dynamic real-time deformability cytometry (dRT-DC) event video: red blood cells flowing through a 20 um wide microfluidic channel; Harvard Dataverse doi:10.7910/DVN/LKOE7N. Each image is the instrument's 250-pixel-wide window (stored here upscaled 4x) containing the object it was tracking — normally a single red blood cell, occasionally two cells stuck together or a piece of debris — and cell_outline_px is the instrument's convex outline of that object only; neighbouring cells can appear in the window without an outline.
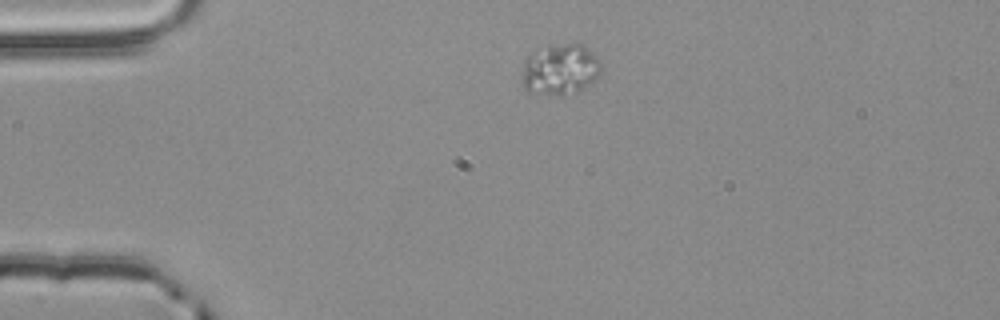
{"species": "common noctule bat (a hibernating species)", "species_latin": "Nyctalus noctula", "temperature_condition": "room temperature", "stored_images_in_passage": 1, "camera_frame_rate_fps": 3000, "um_per_image_px": 0.085, "animal": {"sex": "male", "body_mass_g": 20.4}, "frame": {"image": 1, "passage_image": 1, "time_ms": 0.0, "image_size_px": [1000, 320], "cell_outline_px": [[600, 68], [596, 76], [588, 84], [580, 88], [560, 96], [528, 92], [524, 88], [524, 64], [528, 56], [532, 52], [548, 44], [584, 44], [600, 60]], "centroid_in_image_um": [47.59, 5.87], "position_along_channel_um": 37.4, "area_um2": 23.0}}